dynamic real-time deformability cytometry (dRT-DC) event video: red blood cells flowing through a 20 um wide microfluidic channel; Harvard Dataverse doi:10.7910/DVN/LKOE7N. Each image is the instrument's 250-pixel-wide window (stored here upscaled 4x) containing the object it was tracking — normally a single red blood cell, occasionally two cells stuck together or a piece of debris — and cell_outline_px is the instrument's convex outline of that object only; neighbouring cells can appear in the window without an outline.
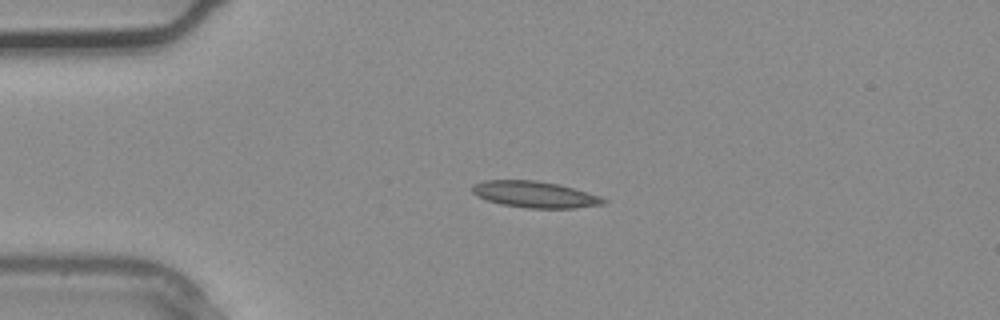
{"species": "common noctule bat (a hibernating species)", "species_latin": "Nyctalus noctula", "temperature_condition": "warm", "stored_images_in_passage": 1, "camera_frame_rate_fps": 3000, "um_per_image_px": 0.085, "animal": {"sex": "male", "body_mass_g": 20.4}, "frame": {"image": 1, "passage_image": 1, "time_ms": 0.0, "image_size_px": [1000, 320], "cell_outline_px": [[608, 200], [604, 204], [576, 208], [528, 208], [500, 204], [476, 196], [472, 192], [472, 184], [484, 180], [536, 180], [560, 184], [600, 196]], "centroid_in_image_um": [45.45, 16.52], "position_along_channel_um": 39.5, "area_um2": 20.29}}